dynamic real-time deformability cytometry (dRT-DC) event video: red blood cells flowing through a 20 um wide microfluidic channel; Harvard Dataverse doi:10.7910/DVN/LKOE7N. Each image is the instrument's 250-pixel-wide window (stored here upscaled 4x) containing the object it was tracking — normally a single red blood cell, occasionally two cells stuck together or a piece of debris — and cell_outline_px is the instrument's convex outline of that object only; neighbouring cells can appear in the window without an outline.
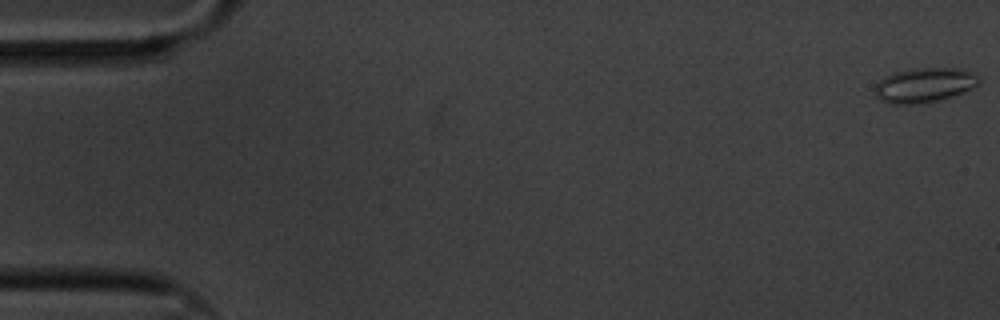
{"species": "common noctule bat (a hibernating species)", "species_latin": "Nyctalus noctula", "temperature_condition": "cold", "stored_images_in_passage": 61, "camera_frame_rate_fps": 3000, "um_per_image_px": 0.085, "animal": {"sex": "male", "body_mass_g": 20.1, "forearm_length_mm": 53.5}, "frame": {"image": 1, "passage_image": 1, "time_ms": 0.0, "image_size_px": [1000, 320], "cell_outline_px": [[980, 84], [964, 92], [952, 96], [936, 100], [912, 104], [888, 104], [880, 100], [876, 96], [876, 84], [884, 76], [892, 72], [912, 68], [952, 68], [968, 72], [976, 76], [980, 80]], "centroid_in_image_um": [78.52, 7.23], "position_along_channel_um": 6.5, "area_um2": 20.81}}
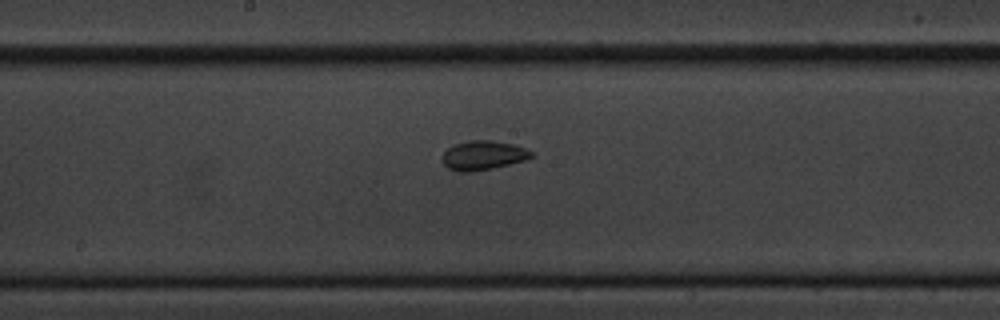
{"frame": {"image": 2, "passage_image": 32, "time_ms": 10.333, "image_size_px": [1000, 320], "cell_outline_px": [[536, 156], [524, 160], [492, 168], [468, 172], [460, 172], [448, 168], [444, 164], [444, 152], [452, 144], [468, 140], [492, 140], [512, 144], [524, 148], [532, 152]], "centroid_in_image_um": [41.07, 13.19], "position_along_channel_um": 207.1, "area_um2": 15.03}}
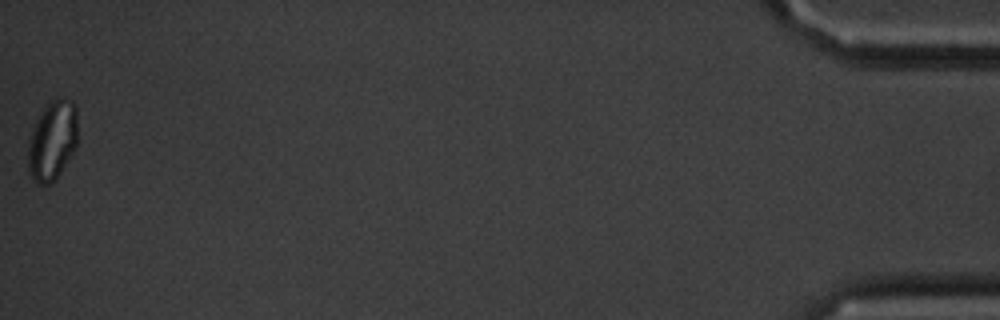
{"frame": {"image": 3, "passage_image": 61, "time_ms": 20.0, "image_size_px": [1000, 320], "cell_outline_px": [[76, 148], [56, 180], [48, 184], [36, 184], [28, 172], [28, 140], [32, 128], [44, 104], [52, 100], [64, 96], [72, 100], [76, 104]], "centroid_in_image_um": [4.44, 11.92], "position_along_channel_um": 430.8, "area_um2": 23.52}, "authors_computed_cell_mechanics": {"area_um2": 16.473, "velocity_mm_per_s": 3.3008, "shape_relaxation_time_tau1_ms": 3.9095, "shape_relaxation_time_tau2_ms": 2.7118, "deformation_change_tau1": 0.0773, "deformation_change_tau2": 0.0644}}